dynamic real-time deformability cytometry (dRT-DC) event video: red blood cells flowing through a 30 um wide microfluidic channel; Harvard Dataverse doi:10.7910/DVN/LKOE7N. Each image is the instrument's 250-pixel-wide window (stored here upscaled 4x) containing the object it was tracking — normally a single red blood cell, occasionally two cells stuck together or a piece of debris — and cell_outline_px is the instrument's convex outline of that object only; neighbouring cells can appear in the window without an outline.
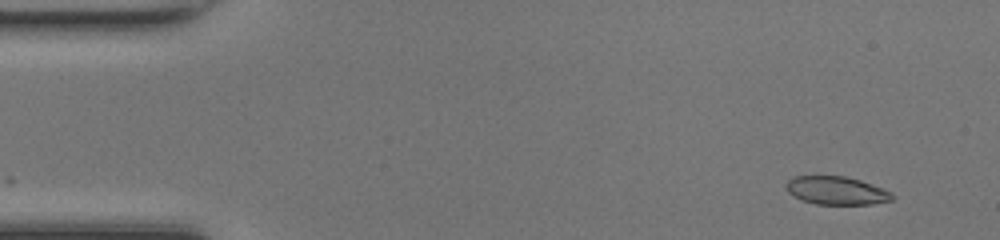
{"species": "common noctule bat (a hibernating species)", "species_latin": "Nyctalus noctula", "temperature_condition": "room temperature", "stored_images_in_passage": 46, "camera_frame_rate_fps": 3000, "um_per_image_px": 0.085, "animal": {"sex": "female", "body_mass_g": 17.0, "forearm_length_mm": 48.0}, "frame": {"image": 1, "passage_image": 1, "time_ms": 0.0, "image_size_px": [1000, 240], "cell_outline_px": [[896, 196], [892, 200], [872, 204], [816, 204], [800, 200], [792, 196], [784, 188], [784, 184], [792, 176], [844, 176], [860, 180], [884, 188], [892, 192]], "centroid_in_image_um": [71.07, 16.2], "position_along_channel_um": 13.9, "area_um2": 17.74}}
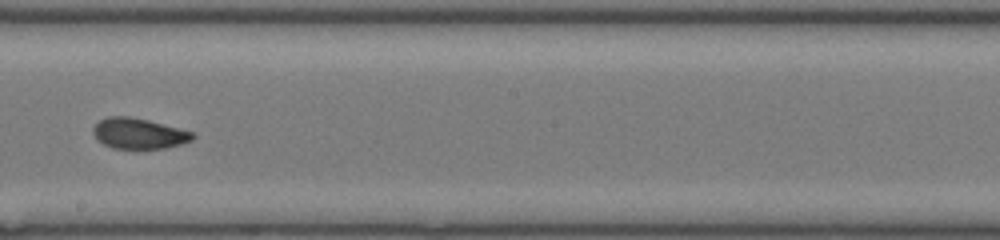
{"frame": {"image": 2, "passage_image": 25, "time_ms": 8.0, "image_size_px": [1000, 240], "cell_outline_px": [[196, 136], [192, 140], [180, 144], [164, 148], [112, 148], [96, 140], [92, 132], [92, 128], [100, 120], [108, 116], [128, 116], [148, 120], [196, 132]], "centroid_in_image_um": [11.8, 11.34], "position_along_channel_um": 236.4, "area_um2": 17.86}}
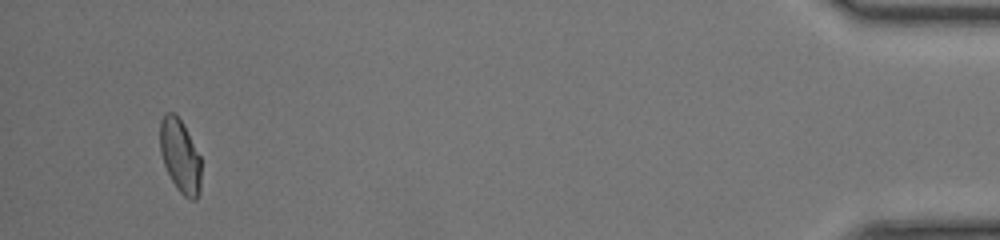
{"frame": {"image": 3, "passage_image": 44, "time_ms": 14.333, "image_size_px": [1000, 240], "cell_outline_px": [[200, 192], [196, 200], [188, 200], [176, 188], [164, 164], [160, 152], [160, 120], [164, 112], [176, 112], [184, 124], [200, 156]], "centroid_in_image_um": [15.3, 13.23], "position_along_channel_um": 419.9, "area_um2": 17.8}, "authors_computed_cell_mechanics": {"area_um2": 17.918, "velocity_mm_per_s": 4.2282, "shape_relaxation_time_tau1_ms": 11.0145, "shape_relaxation_time_tau2_ms": 1.2697, "deformation_change_tau1": 0.2209, "deformation_change_tau2": 0.0555}}